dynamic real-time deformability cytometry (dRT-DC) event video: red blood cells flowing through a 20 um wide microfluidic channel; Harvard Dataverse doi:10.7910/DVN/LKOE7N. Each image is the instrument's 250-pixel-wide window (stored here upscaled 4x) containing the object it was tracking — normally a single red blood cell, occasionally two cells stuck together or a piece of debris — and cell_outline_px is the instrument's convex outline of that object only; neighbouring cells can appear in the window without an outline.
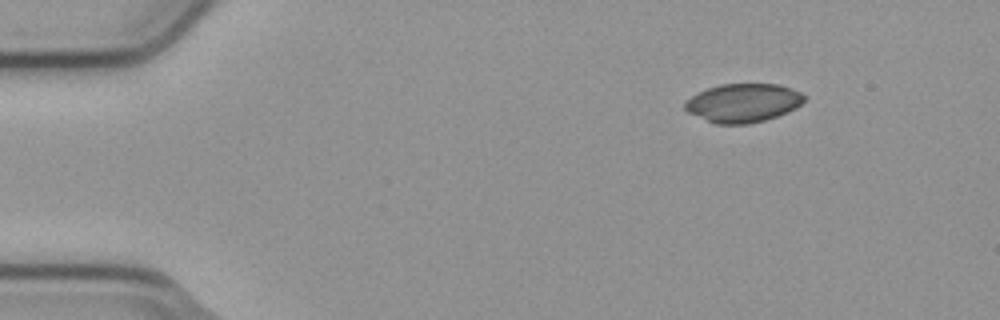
{"species": "common noctule bat (a hibernating species)", "species_latin": "Nyctalus noctula", "temperature_condition": "cold", "stored_images_in_passage": 2, "camera_frame_rate_fps": 3000, "um_per_image_px": 0.085, "animal": {"sex": "male", "body_mass_g": 23.1, "forearm_length_mm": 52.7}, "frame": {"image": 1, "passage_image": 2, "time_ms": 0.333, "image_size_px": [1000, 320], "cell_outline_px": [[804, 100], [796, 108], [788, 112], [764, 120], [748, 124], [716, 124], [688, 112], [684, 108], [684, 100], [696, 92], [720, 84], [776, 84], [792, 88], [800, 92], [804, 96]], "centroid_in_image_um": [63.13, 8.74], "position_along_channel_um": 21.9, "area_um2": 26.88}}